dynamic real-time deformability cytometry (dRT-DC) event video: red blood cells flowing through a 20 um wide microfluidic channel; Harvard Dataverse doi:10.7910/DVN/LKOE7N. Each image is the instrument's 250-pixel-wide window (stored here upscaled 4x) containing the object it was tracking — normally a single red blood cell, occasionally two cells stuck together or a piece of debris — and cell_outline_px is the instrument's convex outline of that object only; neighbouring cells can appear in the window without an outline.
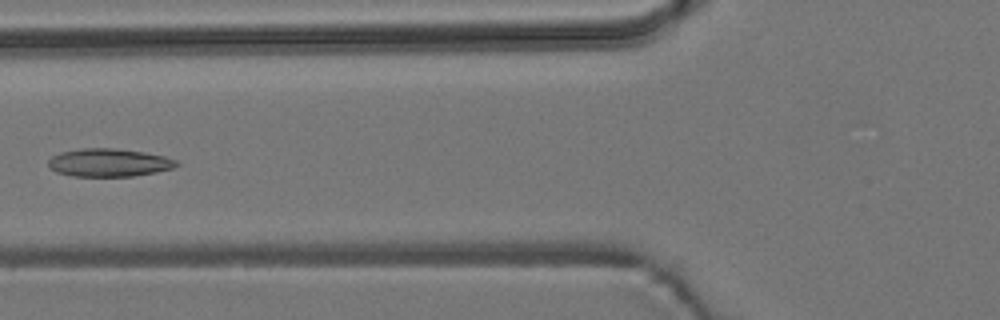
{"species": "common noctule bat (a hibernating species)", "species_latin": "Nyctalus noctula", "temperature_condition": "room temperature", "stored_images_in_passage": 6, "camera_frame_rate_fps": 3000, "um_per_image_px": 0.085, "animal": {"sex": "male", "body_mass_g": 19.2, "forearm_length_mm": 51.8}, "frame": {"image": 1, "passage_image": 6, "time_ms": 5.667, "image_size_px": [1000, 320], "cell_outline_px": [[180, 164], [172, 168], [156, 172], [132, 176], [72, 176], [56, 172], [48, 168], [48, 160], [52, 156], [60, 152], [80, 148], [116, 148], [144, 152], [164, 156], [176, 160]], "centroid_in_image_um": [9.22, 13.82], "position_along_channel_um": 116.6, "area_um2": 21.04}}